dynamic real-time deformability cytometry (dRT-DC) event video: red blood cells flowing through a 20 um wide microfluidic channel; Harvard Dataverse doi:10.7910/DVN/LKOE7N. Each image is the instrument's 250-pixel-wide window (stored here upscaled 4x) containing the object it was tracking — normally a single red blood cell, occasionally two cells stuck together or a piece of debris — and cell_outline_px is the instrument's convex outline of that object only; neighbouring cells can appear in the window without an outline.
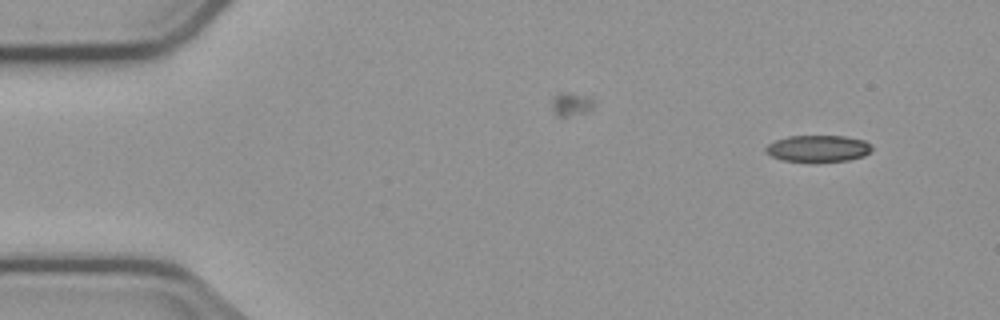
{"species": "common noctule bat (a hibernating species)", "species_latin": "Nyctalus noctula", "temperature_condition": "cold", "stored_images_in_passage": 7, "segment_of_instrument_passage": [2, 2], "camera_frame_rate_fps": 3000, "um_per_image_px": 0.085, "animal": {"sex": "male", "body_mass_g": 23.1, "forearm_length_mm": 52.7}, "frame": {"image": 1, "passage_image": 7, "time_ms": 8.333, "image_size_px": [1000, 320], "cell_outline_px": [[872, 152], [864, 156], [848, 160], [784, 160], [772, 156], [764, 152], [764, 148], [768, 144], [776, 140], [788, 136], [844, 136], [864, 140], [872, 148]], "centroid_in_image_um": [69.53, 12.6], "position_along_channel_um": 15.5, "area_um2": 16.07}}